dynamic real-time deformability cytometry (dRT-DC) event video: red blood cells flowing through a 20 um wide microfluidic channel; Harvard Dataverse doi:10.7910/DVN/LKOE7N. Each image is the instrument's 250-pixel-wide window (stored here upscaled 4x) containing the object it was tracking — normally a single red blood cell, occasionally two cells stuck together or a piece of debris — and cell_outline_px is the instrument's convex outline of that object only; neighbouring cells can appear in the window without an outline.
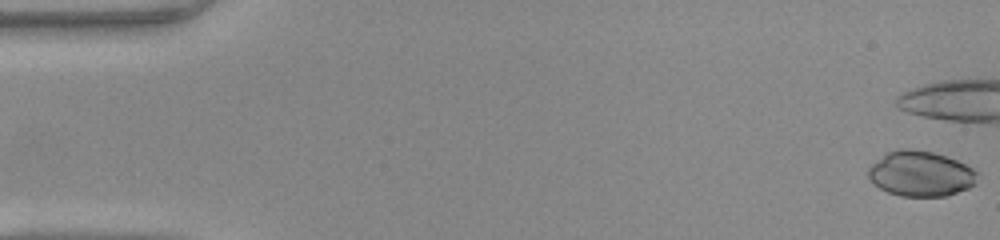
{"species": "common noctule bat (a hibernating species)", "species_latin": "Nyctalus noctula", "temperature_condition": "warm", "stored_images_in_passage": 10, "camera_frame_rate_fps": 3000, "um_per_image_px": 0.085, "animal": {"sex": "female", "body_mass_g": 22.0, "forearm_length_mm": 56.7}, "frame": {"image": 1, "passage_image": 1, "time_ms": 0.0, "image_size_px": [1000, 240], "cell_outline_px": [[976, 184], [968, 188], [944, 196], [900, 196], [888, 192], [880, 188], [868, 176], [868, 168], [876, 160], [888, 152], [896, 148], [912, 148], [932, 152], [956, 160], [972, 168], [976, 172]], "centroid_in_image_um": [78.24, 14.75], "position_along_channel_um": 6.8, "area_um2": 28.55}}